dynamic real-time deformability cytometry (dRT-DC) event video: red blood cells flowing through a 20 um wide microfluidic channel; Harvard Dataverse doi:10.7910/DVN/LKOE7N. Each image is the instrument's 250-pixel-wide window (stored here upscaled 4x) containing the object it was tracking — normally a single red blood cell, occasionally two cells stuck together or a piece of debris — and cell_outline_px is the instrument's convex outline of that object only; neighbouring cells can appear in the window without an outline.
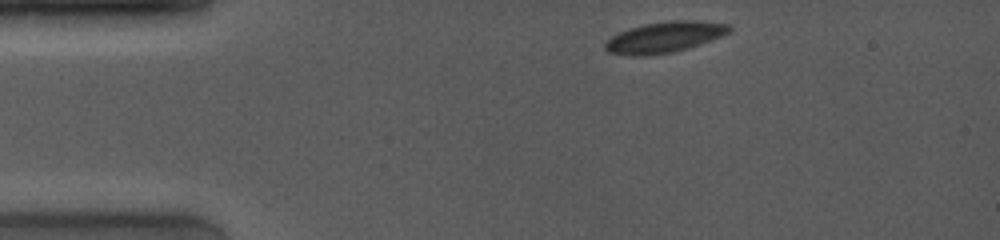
{"species": "common noctule bat (a hibernating species)", "species_latin": "Nyctalus noctula", "temperature_condition": "room temperature", "stored_images_in_passage": 5, "camera_frame_rate_fps": 4000, "um_per_image_px": 0.085, "animal": {"sex": "female", "body_mass_g": 19.0, "forearm_length_mm": 53.3}, "frame": {"image": 1, "passage_image": 1, "time_ms": 0.0, "image_size_px": [1000, 240], "cell_outline_px": [[732, 32], [700, 44], [688, 48], [672, 52], [648, 56], [628, 56], [608, 52], [604, 48], [604, 44], [612, 36], [620, 32], [644, 24], [668, 20], [688, 20], [728, 24], [732, 28]], "centroid_in_image_um": [56.48, 3.17], "position_along_channel_um": 28.5, "area_um2": 22.31}}